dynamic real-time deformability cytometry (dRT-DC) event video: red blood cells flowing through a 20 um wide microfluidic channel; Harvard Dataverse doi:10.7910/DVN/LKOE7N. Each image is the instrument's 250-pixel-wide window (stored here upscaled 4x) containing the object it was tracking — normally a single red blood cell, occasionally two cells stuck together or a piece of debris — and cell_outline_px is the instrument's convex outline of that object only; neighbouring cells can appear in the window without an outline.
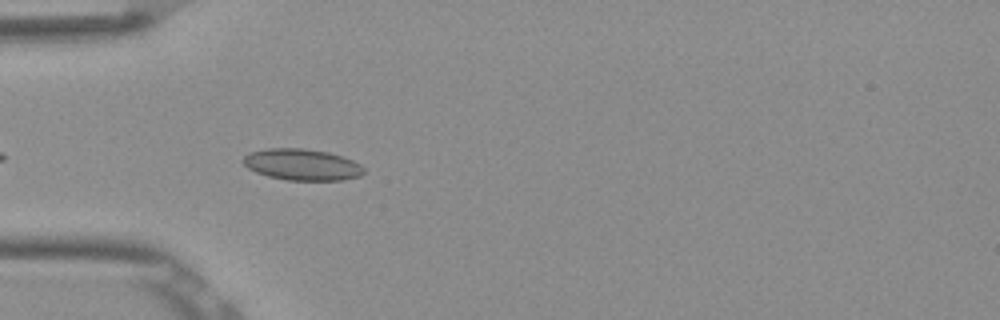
{"species": "Egyptian fruit bat (a non-hibernating species)", "species_latin": "Rousettus aegyptiacus", "temperature_condition": "room temperature", "stored_images_in_passage": 8, "camera_frame_rate_fps": 3000, "um_per_image_px": 0.085, "frame": {"image": 1, "passage_image": 4, "time_ms": 1.0, "image_size_px": [1000, 320], "cell_outline_px": [[364, 172], [360, 176], [344, 180], [288, 180], [268, 176], [256, 172], [248, 168], [240, 160], [248, 152], [268, 148], [304, 148], [328, 152], [352, 160], [360, 164], [364, 168]], "centroid_in_image_um": [25.64, 13.98], "position_along_channel_um": 59.4, "area_um2": 22.14}}